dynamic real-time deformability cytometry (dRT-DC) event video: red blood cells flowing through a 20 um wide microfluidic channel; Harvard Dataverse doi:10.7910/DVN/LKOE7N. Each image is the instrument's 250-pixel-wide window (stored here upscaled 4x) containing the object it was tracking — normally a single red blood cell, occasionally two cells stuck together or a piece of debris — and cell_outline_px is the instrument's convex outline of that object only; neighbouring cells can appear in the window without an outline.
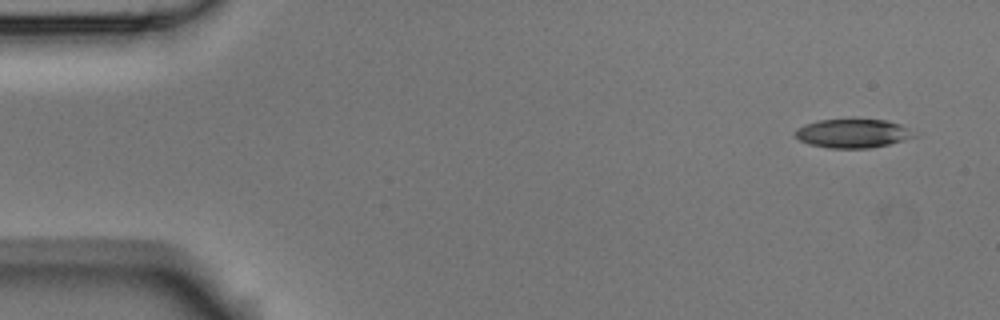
{"species": "Egyptian fruit bat (a non-hibernating species)", "species_latin": "Rousettus aegyptiacus", "temperature_condition": "room temperature", "stored_images_in_passage": 6, "camera_frame_rate_fps": 3000, "um_per_image_px": 0.085, "animal": {"sex": "male"}, "frame": {"image": 1, "passage_image": 1, "time_ms": 0.0, "image_size_px": [1000, 320], "cell_outline_px": [[916, 136], [904, 140], [872, 148], [828, 148], [808, 144], [800, 140], [796, 136], [796, 128], [804, 124], [820, 120], [888, 120], [900, 124]], "centroid_in_image_um": [72.44, 11.35], "position_along_channel_um": 12.6, "area_um2": 19.65}}
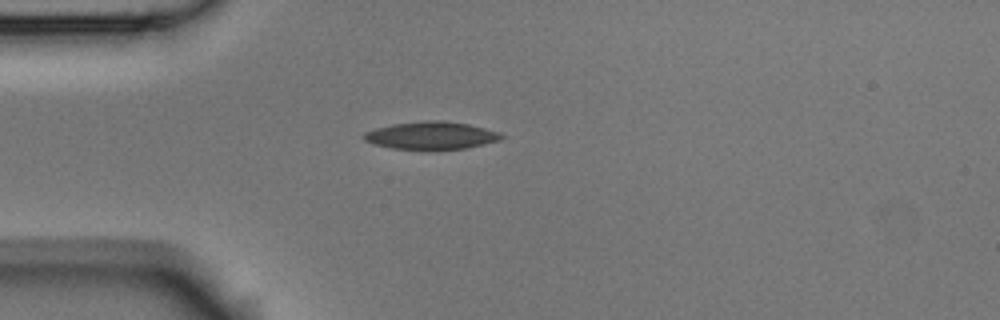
{"frame": {"image": 2, "passage_image": 4, "time_ms": 1.0, "image_size_px": [1000, 320], "cell_outline_px": [[508, 136], [500, 140], [484, 144], [464, 148], [392, 148], [372, 144], [364, 140], [360, 136], [364, 132], [376, 128], [392, 124], [428, 120], [444, 120], [468, 124], [500, 132]], "centroid_in_image_um": [36.65, 11.49], "position_along_channel_um": 48.3, "area_um2": 21.96}}
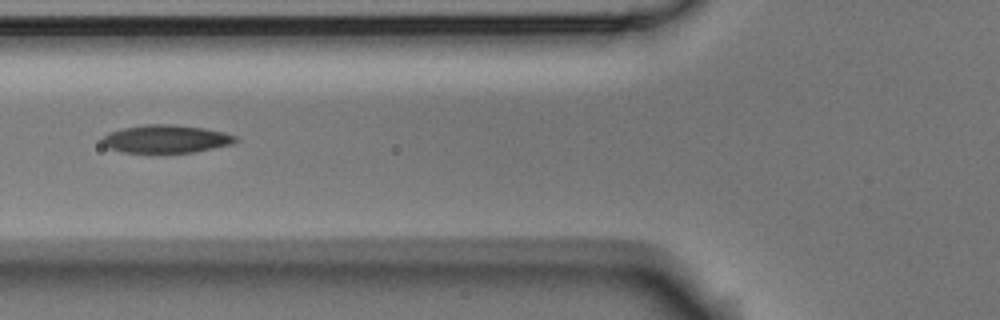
{"frame": {"image": 3, "passage_image": 6, "time_ms": 1.667, "image_size_px": [1000, 320], "cell_outline_px": [[240, 140], [232, 144], [196, 152], [124, 152], [108, 148], [100, 140], [108, 132], [124, 128], [144, 124], [172, 124], [204, 128], [224, 132], [236, 136]], "centroid_in_image_um": [14.13, 11.8], "position_along_channel_um": 111.7, "area_um2": 21.73}}